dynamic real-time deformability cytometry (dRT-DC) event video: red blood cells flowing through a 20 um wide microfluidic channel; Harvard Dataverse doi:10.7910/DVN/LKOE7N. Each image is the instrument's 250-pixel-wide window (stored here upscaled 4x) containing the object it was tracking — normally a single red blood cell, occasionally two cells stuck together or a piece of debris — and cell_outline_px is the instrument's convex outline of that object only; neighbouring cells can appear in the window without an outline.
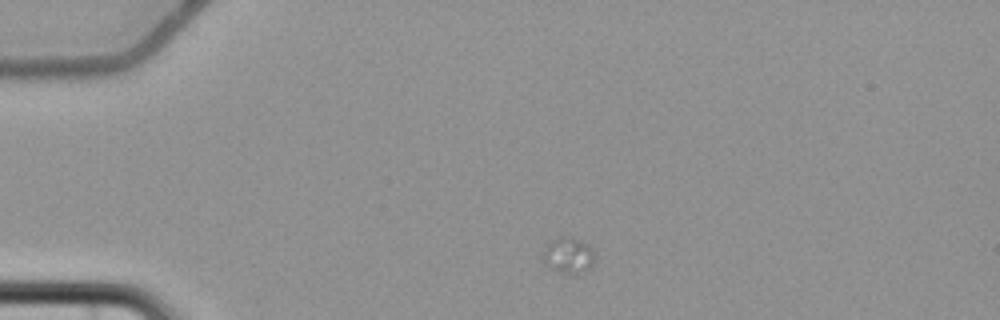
{"species": "common noctule bat (a hibernating species)", "species_latin": "Nyctalus noctula", "temperature_condition": "cold", "stored_images_in_passage": 2, "camera_frame_rate_fps": 3000, "um_per_image_px": 0.085, "animal": {"sex": "female", "body_mass_g": 22.7, "forearm_length_mm": 54.2}, "frame": {"image": 1, "passage_image": 1, "time_ms": 0.0, "image_size_px": [1000, 320], "cell_outline_px": [[596, 260], [588, 268], [580, 272], [564, 272], [552, 268], [544, 264], [544, 248], [552, 240], [560, 236], [572, 236], [588, 244], [596, 252]], "centroid_in_image_um": [48.36, 21.65], "position_along_channel_um": 36.6, "area_um2": 10.69}}